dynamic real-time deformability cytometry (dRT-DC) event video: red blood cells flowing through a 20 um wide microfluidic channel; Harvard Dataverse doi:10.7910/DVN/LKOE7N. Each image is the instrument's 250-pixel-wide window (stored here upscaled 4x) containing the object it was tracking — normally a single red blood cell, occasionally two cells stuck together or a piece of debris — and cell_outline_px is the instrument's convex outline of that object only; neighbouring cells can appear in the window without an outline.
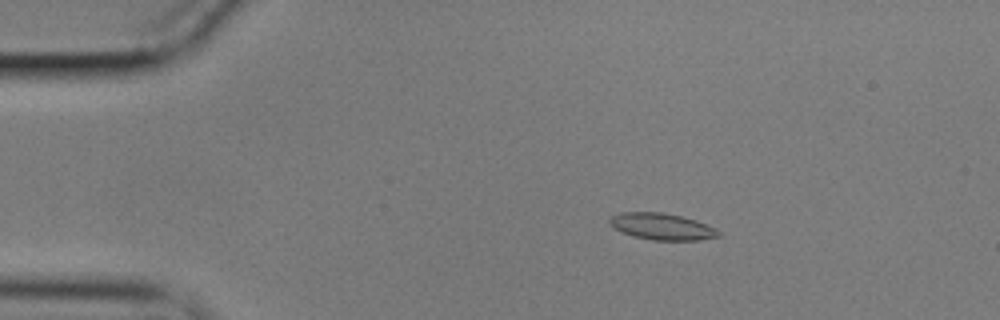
{"species": "common noctule bat (a hibernating species)", "species_latin": "Nyctalus noctula", "temperature_condition": "cold", "stored_images_in_passage": 51, "camera_frame_rate_fps": 3000, "um_per_image_px": 0.085, "animal": {"sex": "male", "body_mass_g": 17.9}, "frame": {"image": 1, "passage_image": 5, "time_ms": 1.333, "image_size_px": [1000, 320], "cell_outline_px": [[724, 236], [700, 240], [652, 240], [632, 236], [620, 232], [612, 228], [608, 224], [608, 220], [612, 216], [620, 212], [660, 212], [680, 216], [696, 220], [716, 228]], "centroid_in_image_um": [56.25, 19.26], "position_along_channel_um": 28.8, "area_um2": 17.17}}
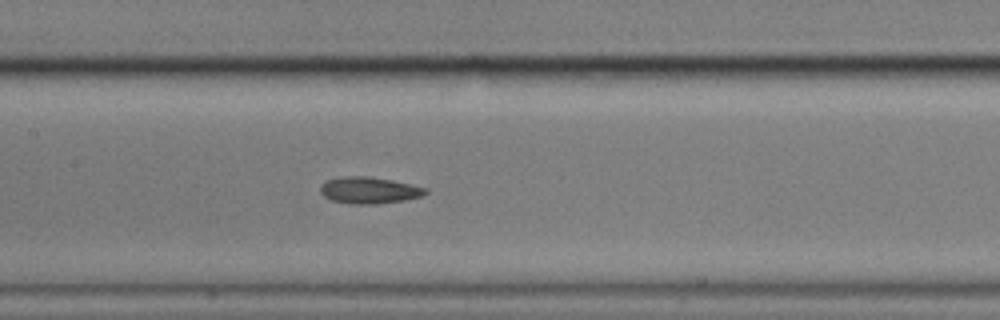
{"frame": {"image": 2, "passage_image": 22, "time_ms": 7.0, "image_size_px": [1000, 320], "cell_outline_px": [[428, 192], [420, 196], [404, 200], [376, 204], [348, 204], [332, 200], [324, 196], [320, 192], [320, 184], [328, 180], [340, 176], [368, 176], [392, 180], [412, 184], [428, 188]], "centroid_in_image_um": [31.36, 16.17], "position_along_channel_um": 176.0, "area_um2": 16.42}}
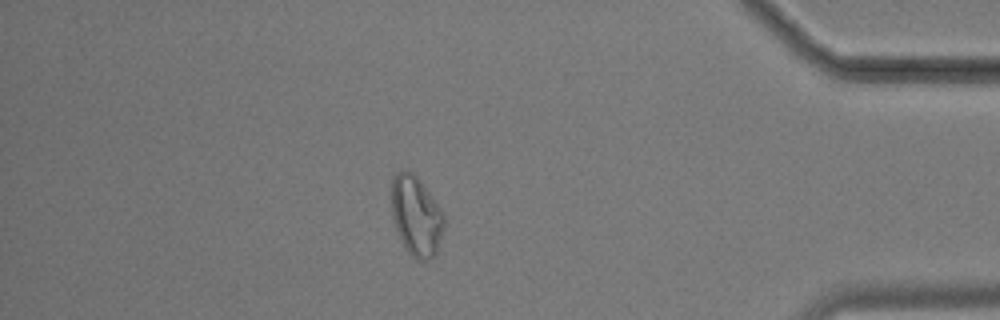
{"frame": {"image": 3, "passage_image": 44, "time_ms": 14.333, "image_size_px": [1000, 320], "cell_outline_px": [[444, 228], [436, 252], [428, 260], [416, 260], [408, 252], [396, 228], [392, 216], [392, 180], [396, 172], [412, 172], [420, 180], [444, 212]], "centroid_in_image_um": [35.4, 18.36], "position_along_channel_um": 399.8, "area_um2": 24.1}, "authors_computed_cell_mechanics": {"area_um2": 16.8198, "velocity_mm_per_s": 3.5501, "shape_relaxation_time_tau1_ms": 10.8248, "shape_relaxation_time_tau2_ms": 3.5816, "deformation_change_tau1": 0.1855, "deformation_change_tau2": 0.0843}}